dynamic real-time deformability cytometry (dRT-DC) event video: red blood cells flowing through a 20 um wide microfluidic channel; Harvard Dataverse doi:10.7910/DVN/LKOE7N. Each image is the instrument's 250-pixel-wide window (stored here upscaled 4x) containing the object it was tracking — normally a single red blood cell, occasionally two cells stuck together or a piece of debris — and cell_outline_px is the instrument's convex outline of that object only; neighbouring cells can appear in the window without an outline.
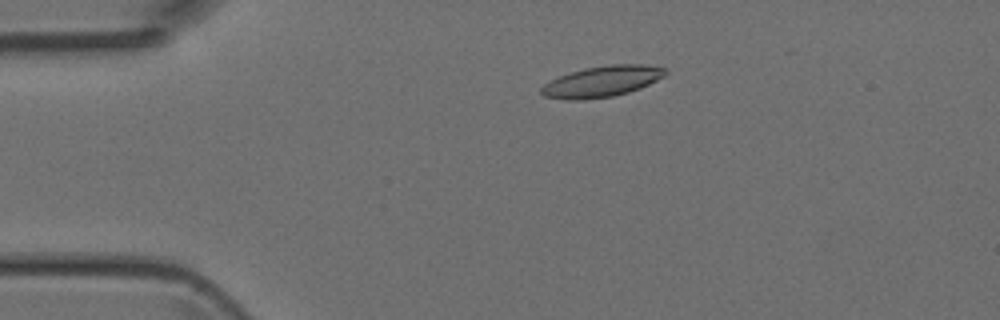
{"species": "Egyptian fruit bat (a non-hibernating species)", "species_latin": "Rousettus aegyptiacus", "temperature_condition": "room temperature", "stored_images_in_passage": 46, "camera_frame_rate_fps": 3000, "um_per_image_px": 0.085, "animal": {"sex": "female"}, "frame": {"image": 1, "passage_image": 8, "time_ms": 2.333, "image_size_px": [1000, 320], "cell_outline_px": [[668, 72], [664, 76], [640, 88], [628, 92], [612, 96], [580, 100], [568, 100], [544, 96], [540, 92], [540, 88], [544, 84], [560, 76], [584, 68], [612, 64], [644, 64], [664, 68]], "centroid_in_image_um": [51.16, 6.92], "position_along_channel_um": 33.8, "area_um2": 22.14}}
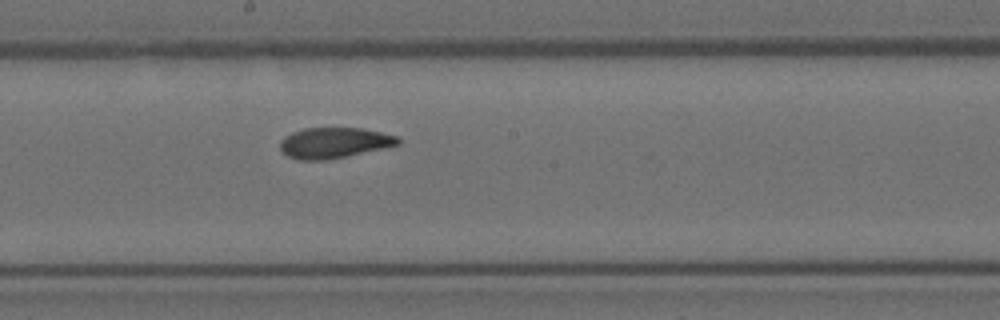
{"frame": {"image": 2, "passage_image": 24, "time_ms": 7.667, "image_size_px": [1000, 320], "cell_outline_px": [[400, 144], [344, 156], [324, 160], [296, 160], [280, 152], [280, 140], [284, 136], [292, 132], [304, 128], [364, 128], [396, 136], [400, 140]], "centroid_in_image_um": [28.32, 12.13], "position_along_channel_um": 219.9, "area_um2": 20.92}}
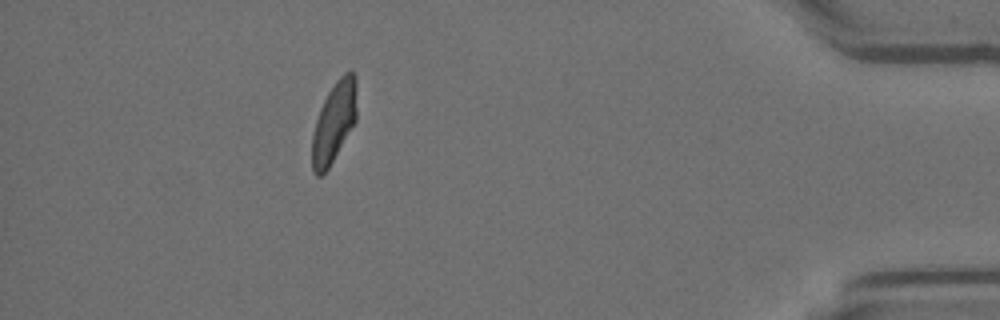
{"frame": {"image": 3, "passage_image": 41, "time_ms": 13.333, "image_size_px": [1000, 320], "cell_outline_px": [[356, 120], [328, 168], [320, 176], [316, 176], [312, 172], [312, 136], [316, 120], [320, 108], [328, 92], [336, 80], [344, 72], [352, 72], [356, 76]], "centroid_in_image_um": [28.38, 10.37], "position_along_channel_um": 406.8, "area_um2": 20.75}}